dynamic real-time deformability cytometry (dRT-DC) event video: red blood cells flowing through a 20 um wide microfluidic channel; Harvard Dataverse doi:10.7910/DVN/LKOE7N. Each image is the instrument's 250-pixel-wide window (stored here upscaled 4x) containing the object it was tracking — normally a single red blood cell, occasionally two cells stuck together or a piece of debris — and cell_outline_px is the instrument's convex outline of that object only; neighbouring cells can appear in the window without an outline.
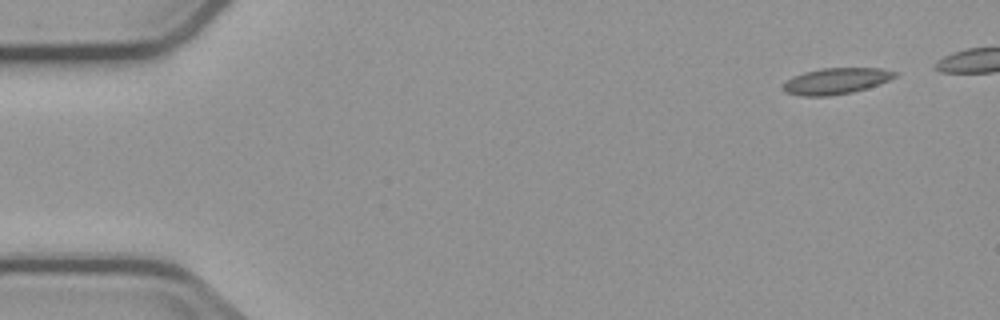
{"species": "common noctule bat (a hibernating species)", "species_latin": "Nyctalus noctula", "temperature_condition": "cold", "stored_images_in_passage": 6, "camera_frame_rate_fps": 3000, "um_per_image_px": 0.085, "animal": {"sex": "male", "body_mass_g": 23.1, "forearm_length_mm": 52.7}, "frame": {"image": 1, "passage_image": 1, "time_ms": 0.0, "image_size_px": [1000, 320], "cell_outline_px": [[900, 72], [896, 76], [880, 84], [852, 92], [828, 96], [804, 96], [784, 92], [784, 84], [792, 76], [804, 72], [824, 68], [880, 68]], "centroid_in_image_um": [71.09, 6.88], "position_along_channel_um": 13.9, "area_um2": 16.94}}
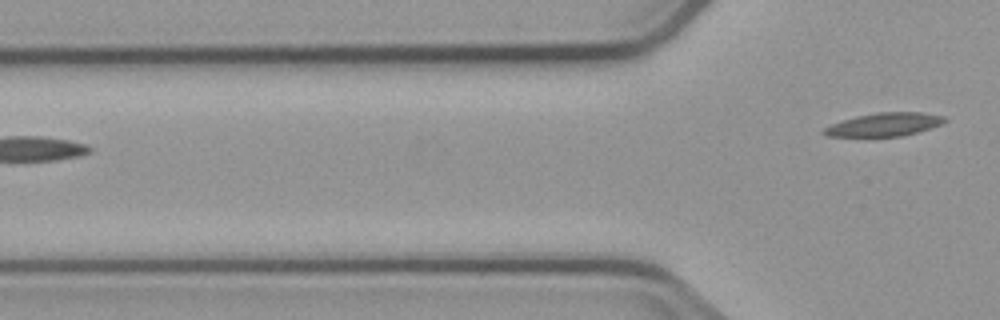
{"frame": {"image": 2, "passage_image": 6, "time_ms": 6.0, "image_size_px": [1000, 320], "cell_outline_px": [[948, 120], [940, 124], [904, 136], [824, 136], [820, 132], [824, 128], [832, 124], [856, 116], [876, 112], [920, 112], [944, 116]], "centroid_in_image_um": [75.14, 10.58], "position_along_channel_um": 50.7, "area_um2": 16.24}}